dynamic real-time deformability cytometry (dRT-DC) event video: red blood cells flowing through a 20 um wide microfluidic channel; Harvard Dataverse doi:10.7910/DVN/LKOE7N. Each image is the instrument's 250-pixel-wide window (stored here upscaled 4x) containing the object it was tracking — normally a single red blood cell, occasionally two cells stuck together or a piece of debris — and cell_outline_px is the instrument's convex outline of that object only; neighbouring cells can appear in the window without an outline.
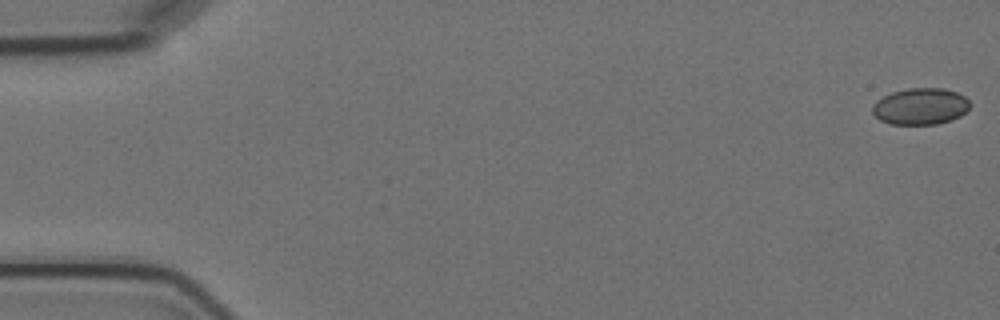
{"species": "Egyptian fruit bat (a non-hibernating species)", "species_latin": "Rousettus aegyptiacus", "temperature_condition": "cold", "stored_images_in_passage": 6, "camera_frame_rate_fps": 3000, "um_per_image_px": 0.085, "animal": {"sex": "female"}, "frame": {"image": 1, "passage_image": 1, "time_ms": 0.0, "image_size_px": [1000, 320], "cell_outline_px": [[972, 104], [960, 116], [936, 124], [892, 124], [880, 120], [872, 112], [872, 104], [876, 100], [892, 92], [908, 88], [944, 88], [956, 92], [964, 96]], "centroid_in_image_um": [78.22, 9.03], "position_along_channel_um": 6.8, "area_um2": 20.69}}
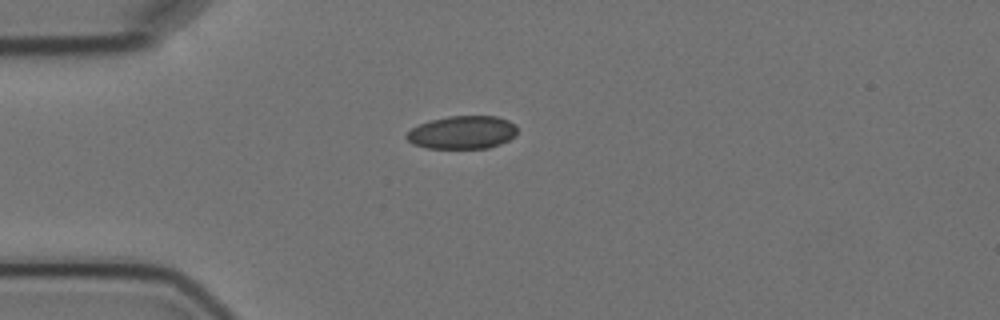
{"frame": {"image": 2, "passage_image": 5, "time_ms": 4.667, "image_size_px": [1000, 320], "cell_outline_px": [[516, 132], [508, 140], [500, 144], [488, 148], [428, 148], [412, 144], [404, 136], [412, 128], [420, 124], [432, 120], [448, 116], [496, 116], [508, 120], [516, 124]], "centroid_in_image_um": [39.29, 11.25], "position_along_channel_um": 45.7, "area_um2": 21.21}}